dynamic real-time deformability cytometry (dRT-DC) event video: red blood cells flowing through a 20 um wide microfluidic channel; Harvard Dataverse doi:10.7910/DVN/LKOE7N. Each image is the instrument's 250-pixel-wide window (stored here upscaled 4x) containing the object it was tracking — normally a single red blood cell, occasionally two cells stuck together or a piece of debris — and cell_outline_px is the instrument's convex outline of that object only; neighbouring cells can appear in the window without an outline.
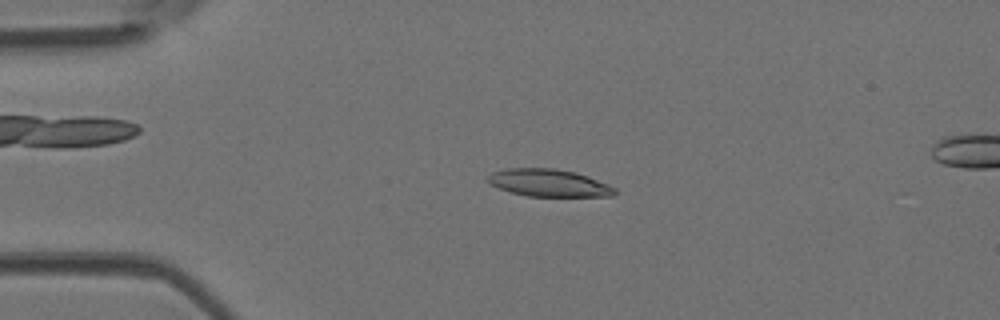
{"species": "Egyptian fruit bat (a non-hibernating species)", "species_latin": "Rousettus aegyptiacus", "temperature_condition": "room temperature", "stored_images_in_passage": 46, "camera_frame_rate_fps": 3000, "um_per_image_px": 0.085, "animal": {"sex": "female"}, "frame": {"image": 1, "passage_image": 11, "time_ms": 3.333, "image_size_px": [1000, 320], "cell_outline_px": [[616, 192], [612, 196], [528, 196], [512, 192], [500, 188], [492, 184], [488, 180], [488, 176], [492, 172], [508, 168], [556, 168], [576, 172], [588, 176], [608, 184], [616, 188]], "centroid_in_image_um": [46.69, 15.54], "position_along_channel_um": 38.3, "area_um2": 20.11}}
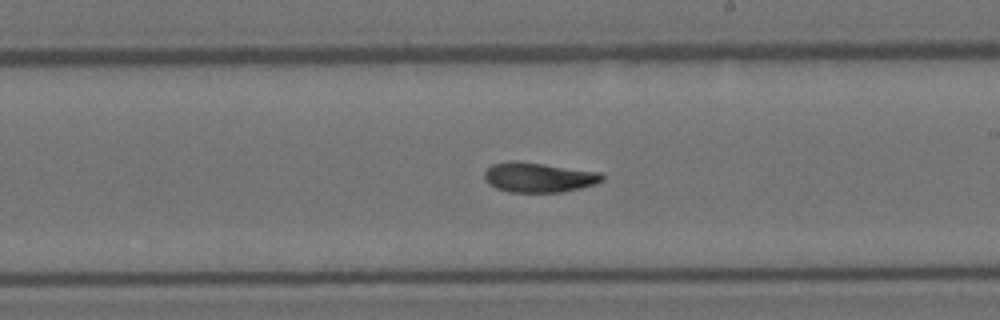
{"frame": {"image": 2, "passage_image": 28, "time_ms": 9.0, "image_size_px": [1000, 320], "cell_outline_px": [[604, 180], [596, 184], [580, 188], [560, 192], [508, 192], [496, 188], [488, 184], [484, 176], [484, 172], [492, 164], [544, 164], [600, 172], [604, 176]], "centroid_in_image_um": [45.85, 15.12], "position_along_channel_um": 243.1, "area_um2": 19.71}}
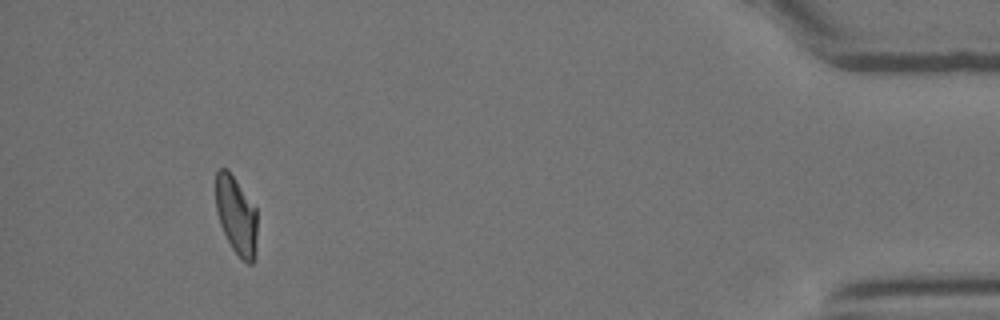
{"frame": {"image": 3, "passage_image": 45, "time_ms": 14.667, "image_size_px": [1000, 320], "cell_outline_px": [[256, 256], [252, 264], [248, 264], [232, 248], [220, 224], [216, 212], [216, 172], [220, 168], [228, 168], [256, 208]], "centroid_in_image_um": [20.08, 18.29], "position_along_channel_um": 415.1, "area_um2": 18.84}}